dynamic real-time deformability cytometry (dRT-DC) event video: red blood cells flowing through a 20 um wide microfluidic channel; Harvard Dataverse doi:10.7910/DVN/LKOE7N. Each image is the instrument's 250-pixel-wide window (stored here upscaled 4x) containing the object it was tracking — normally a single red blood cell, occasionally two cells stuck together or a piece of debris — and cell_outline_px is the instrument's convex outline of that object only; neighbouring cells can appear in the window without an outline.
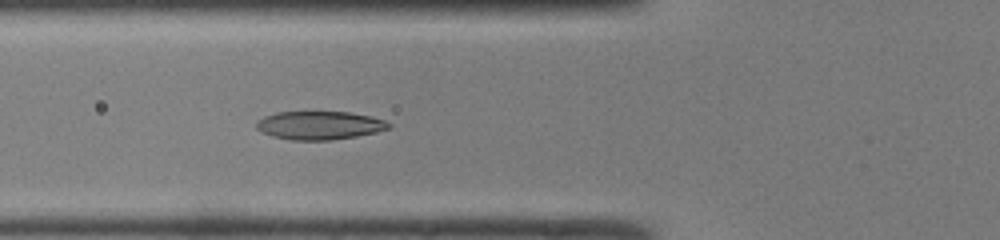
{"species": "common noctule bat (a hibernating species)", "species_latin": "Nyctalus noctula", "temperature_condition": "room temperature", "stored_images_in_passage": 46, "camera_frame_rate_fps": 3000, "um_per_image_px": 0.085, "animal": {"sex": "male", "body_mass_g": 19.0, "forearm_length_mm": 50.8}, "frame": {"image": 1, "passage_image": 16, "time_ms": 5.0, "image_size_px": [1000, 240], "cell_outline_px": [[392, 128], [376, 132], [356, 136], [332, 140], [292, 140], [272, 136], [260, 132], [256, 128], [256, 124], [264, 116], [276, 112], [348, 112], [372, 116], [384, 120], [392, 124]], "centroid_in_image_um": [27.18, 10.66], "position_along_channel_um": 98.6, "area_um2": 21.96}}
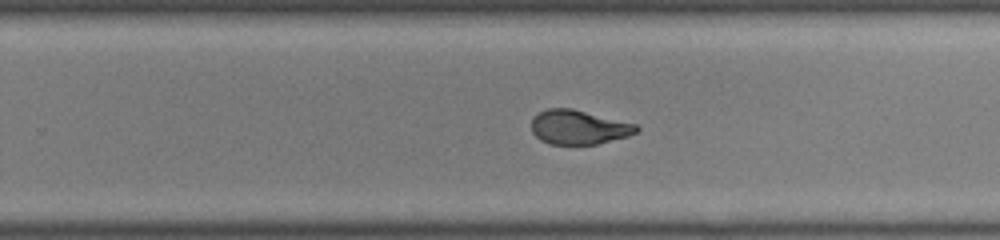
{"frame": {"image": 2, "passage_image": 29, "time_ms": 9.333, "image_size_px": [1000, 240], "cell_outline_px": [[640, 128], [636, 132], [628, 136], [596, 144], [548, 144], [540, 140], [532, 132], [532, 116], [548, 108], [572, 108], [636, 124]], "centroid_in_image_um": [49.16, 10.81], "position_along_channel_um": 280.6, "area_um2": 20.92}}
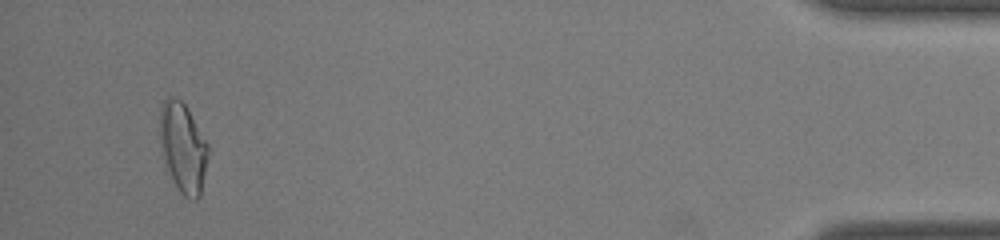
{"frame": {"image": 3, "passage_image": 44, "time_ms": 14.333, "image_size_px": [1000, 240], "cell_outline_px": [[208, 156], [200, 196], [196, 200], [192, 200], [184, 196], [180, 192], [172, 180], [164, 156], [160, 140], [160, 104], [168, 96], [172, 96], [180, 100], [184, 104], [208, 144]], "centroid_in_image_um": [15.55, 12.54], "position_along_channel_um": 419.6, "area_um2": 24.8}, "authors_computed_cell_mechanics": {"area_um2": 22.2241, "velocity_mm_per_s": 4.2092, "shape_relaxation_time_tau1_ms": 4.568, "shape_relaxation_time_tau2_ms": 1.2863, "deformation_change_tau1": 0.1986, "deformation_change_tau2": 0.0612}}